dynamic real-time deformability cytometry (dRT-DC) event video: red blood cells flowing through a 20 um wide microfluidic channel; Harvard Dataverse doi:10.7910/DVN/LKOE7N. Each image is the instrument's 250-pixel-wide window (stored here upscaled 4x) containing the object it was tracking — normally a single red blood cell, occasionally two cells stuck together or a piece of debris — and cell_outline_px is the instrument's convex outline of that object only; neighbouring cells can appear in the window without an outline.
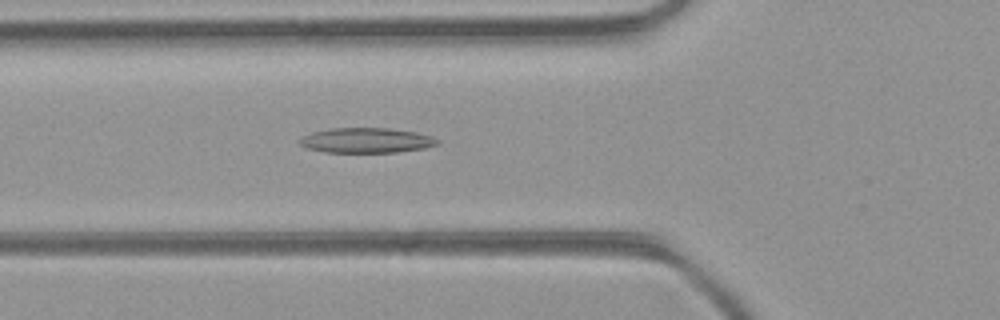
{"species": "common noctule bat (a hibernating species)", "species_latin": "Nyctalus noctula", "temperature_condition": "room temperature", "stored_images_in_passage": 16, "camera_frame_rate_fps": 3000, "um_per_image_px": 0.085, "animal": {"sex": "female", "body_mass_g": 21.9}, "frame": {"image": 1, "passage_image": 4, "time_ms": 1.0, "image_size_px": [1000, 320], "cell_outline_px": [[440, 144], [424, 148], [396, 152], [324, 152], [304, 148], [300, 144], [300, 140], [304, 136], [312, 132], [332, 128], [388, 128], [416, 132], [440, 140]], "centroid_in_image_um": [31.13, 11.93], "position_along_channel_um": 94.7, "area_um2": 20.0}}
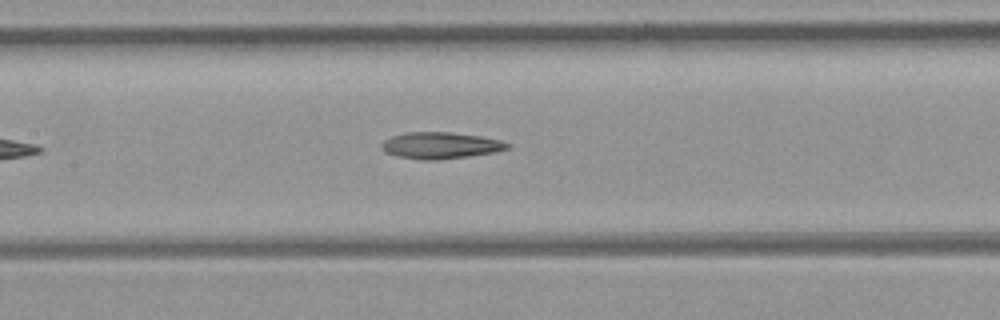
{"frame": {"image": 2, "passage_image": 9, "time_ms": 2.667, "image_size_px": [1000, 320], "cell_outline_px": [[508, 148], [492, 152], [468, 156], [440, 160], [420, 160], [396, 156], [384, 152], [380, 148], [380, 144], [384, 140], [392, 136], [404, 132], [448, 132], [480, 136], [500, 140], [508, 144]], "centroid_in_image_um": [37.34, 12.36], "position_along_channel_um": 170.1, "area_um2": 19.42}}
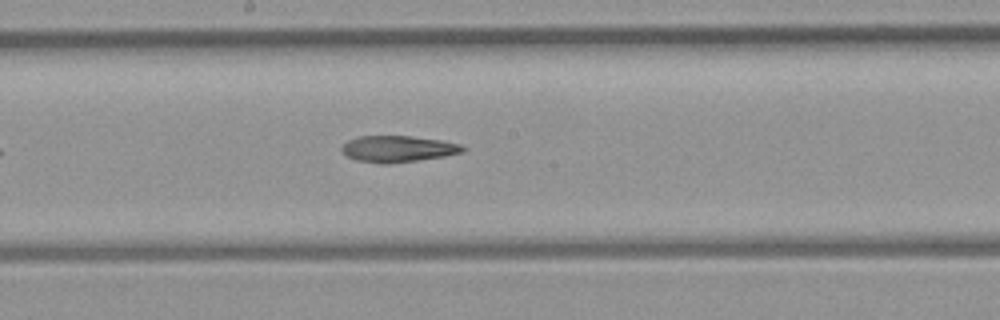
{"frame": {"image": 3, "passage_image": 12, "time_ms": 3.667, "image_size_px": [1000, 320], "cell_outline_px": [[468, 148], [464, 152], [444, 156], [388, 164], [380, 164], [356, 160], [340, 152], [340, 148], [348, 140], [360, 136], [408, 136], [440, 140], [460, 144]], "centroid_in_image_um": [33.81, 12.66], "position_along_channel_um": 214.4, "area_um2": 18.61}}